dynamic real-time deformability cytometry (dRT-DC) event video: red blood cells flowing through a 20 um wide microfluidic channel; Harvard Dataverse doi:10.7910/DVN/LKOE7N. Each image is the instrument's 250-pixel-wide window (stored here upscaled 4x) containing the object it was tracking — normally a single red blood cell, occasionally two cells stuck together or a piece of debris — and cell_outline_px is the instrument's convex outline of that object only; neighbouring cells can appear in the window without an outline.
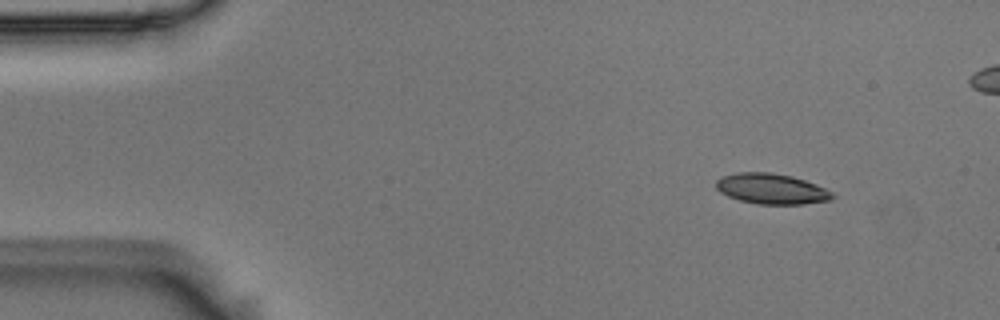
{"species": "Egyptian fruit bat (a non-hibernating species)", "species_latin": "Rousettus aegyptiacus", "temperature_condition": "room temperature", "stored_images_in_passage": 51, "camera_frame_rate_fps": 3000, "um_per_image_px": 0.085, "animal": {"sex": "male"}, "frame": {"image": 1, "passage_image": 1, "time_ms": 0.0, "image_size_px": [1000, 320], "cell_outline_px": [[836, 196], [828, 200], [804, 204], [756, 204], [740, 200], [728, 196], [720, 192], [716, 188], [716, 180], [720, 176], [736, 172], [772, 172], [792, 176], [816, 184], [832, 192]], "centroid_in_image_um": [65.55, 16.04], "position_along_channel_um": 19.5, "area_um2": 20.75}}
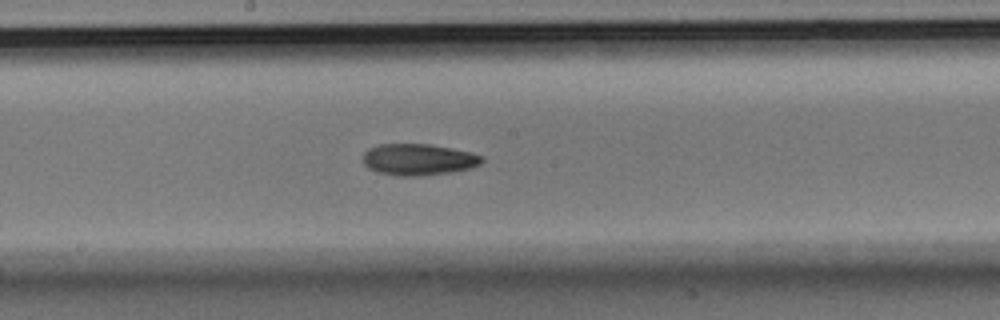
{"frame": {"image": 2, "passage_image": 24, "time_ms": 7.667, "image_size_px": [1000, 320], "cell_outline_px": [[484, 160], [480, 164], [472, 168], [448, 172], [420, 176], [396, 176], [376, 172], [368, 168], [364, 164], [364, 152], [368, 148], [380, 144], [428, 144], [452, 148], [472, 152], [484, 156]], "centroid_in_image_um": [35.57, 13.56], "position_along_channel_um": 212.6, "area_um2": 21.96}}
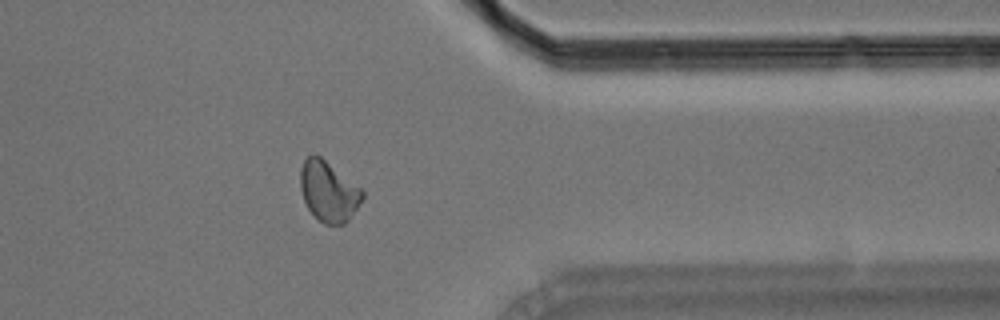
{"frame": {"image": 3, "passage_image": 39, "time_ms": 12.667, "image_size_px": [1000, 320], "cell_outline_px": [[364, 196], [348, 220], [344, 224], [324, 224], [308, 208], [304, 200], [300, 188], [300, 168], [304, 160], [312, 152], [316, 152], [360, 188], [364, 192]], "centroid_in_image_um": [27.89, 16.22], "position_along_channel_um": 383.5, "area_um2": 21.62}, "authors_computed_cell_mechanics": {"area_um2": 21.3282, "velocity_mm_per_s": 3.6496, "shape_relaxation_time_tau1_ms": 7.7794, "shape_relaxation_time_tau2_ms": null, "deformation_change_tau1": 0.1563, "deformation_change_tau2": null}}